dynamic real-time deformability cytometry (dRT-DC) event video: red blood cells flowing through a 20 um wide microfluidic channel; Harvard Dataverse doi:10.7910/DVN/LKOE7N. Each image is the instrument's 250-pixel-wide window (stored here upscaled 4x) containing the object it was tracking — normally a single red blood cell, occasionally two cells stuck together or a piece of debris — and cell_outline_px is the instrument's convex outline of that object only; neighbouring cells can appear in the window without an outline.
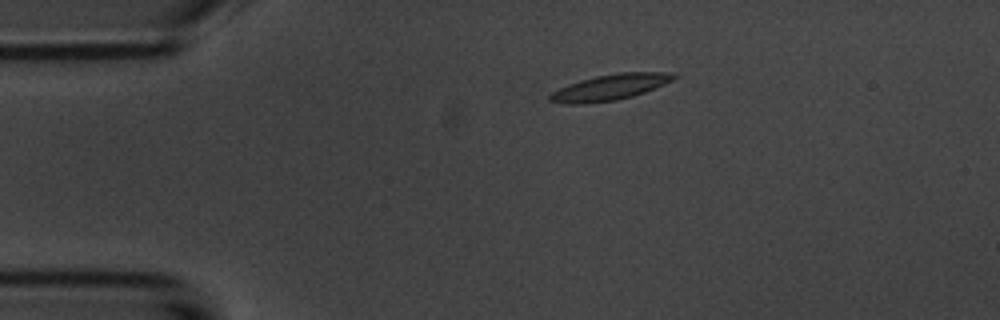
{"species": "common noctule bat (a hibernating species)", "species_latin": "Nyctalus noctula", "temperature_condition": "room temperature", "stored_images_in_passage": 2, "camera_frame_rate_fps": 3000, "um_per_image_px": 0.085, "animal": {"sex": "male", "body_mass_g": 20.1, "forearm_length_mm": 53.5}, "frame": {"image": 1, "passage_image": 1, "time_ms": 0.0, "image_size_px": [1000, 320], "cell_outline_px": [[680, 76], [664, 84], [644, 92], [632, 96], [616, 100], [580, 104], [568, 104], [548, 100], [548, 96], [552, 92], [568, 84], [580, 80], [596, 76], [620, 72], [668, 72]], "centroid_in_image_um": [51.85, 7.41], "position_along_channel_um": 33.2, "area_um2": 18.5}}